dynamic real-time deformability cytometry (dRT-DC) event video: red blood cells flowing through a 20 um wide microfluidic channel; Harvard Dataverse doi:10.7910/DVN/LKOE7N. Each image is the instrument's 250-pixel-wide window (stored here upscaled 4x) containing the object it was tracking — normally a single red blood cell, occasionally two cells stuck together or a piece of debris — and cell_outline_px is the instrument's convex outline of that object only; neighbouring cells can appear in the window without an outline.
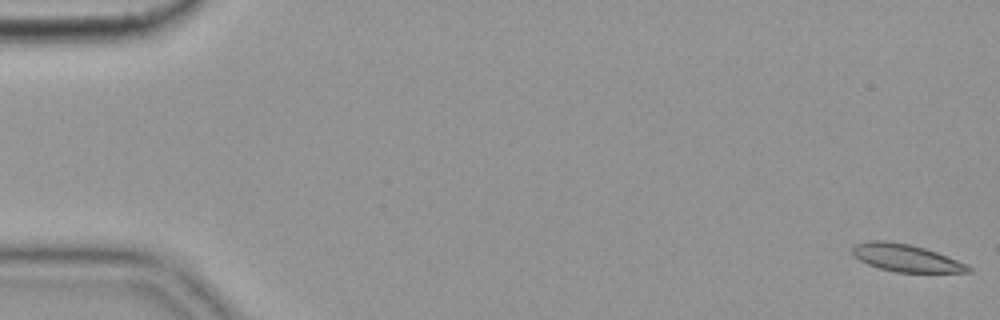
{"species": "common noctule bat (a hibernating species)", "species_latin": "Nyctalus noctula", "temperature_condition": "cold", "stored_images_in_passage": 56, "camera_frame_rate_fps": 3000, "um_per_image_px": 0.085, "animal": {"sex": "female", "body_mass_g": 19.9}, "frame": {"image": 1, "passage_image": 1, "time_ms": 0.0, "image_size_px": [1000, 320], "cell_outline_px": [[972, 272], [896, 272], [880, 268], [868, 264], [860, 260], [852, 252], [852, 248], [856, 244], [868, 240], [884, 240], [908, 244], [924, 248], [948, 256], [968, 264], [972, 268]], "centroid_in_image_um": [77.03, 21.92], "position_along_channel_um": 8.0, "area_um2": 18.38}}
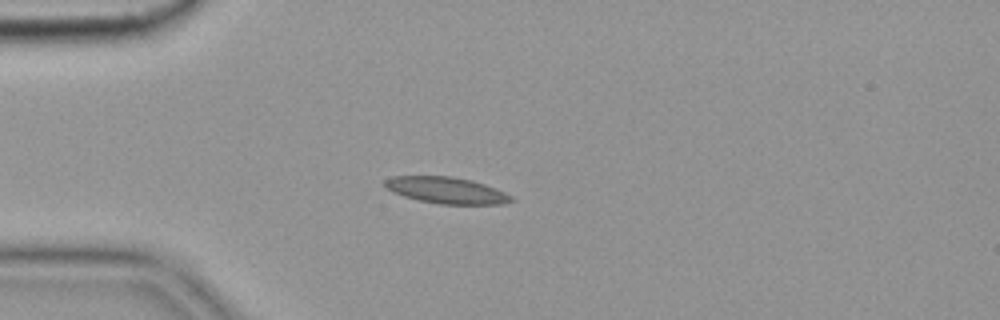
{"frame": {"image": 2, "passage_image": 15, "time_ms": 4.667, "image_size_px": [1000, 320], "cell_outline_px": [[516, 200], [504, 204], [440, 204], [420, 200], [404, 196], [392, 192], [384, 184], [384, 180], [392, 176], [452, 176], [472, 180], [496, 188], [512, 196]], "centroid_in_image_um": [37.98, 16.17], "position_along_channel_um": 47.0, "area_um2": 19.48}}
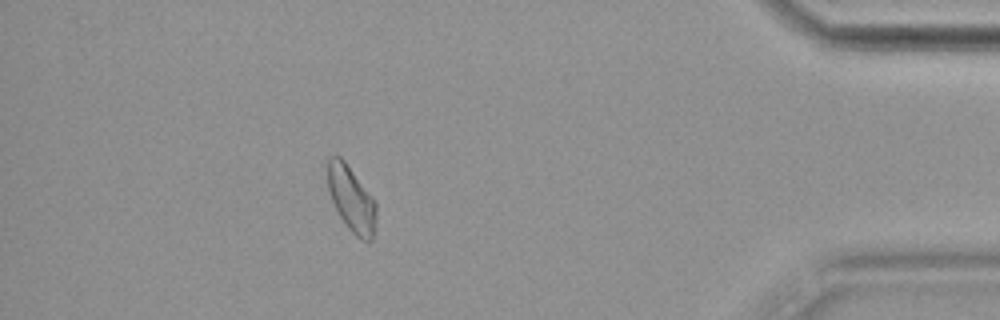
{"frame": {"image": 3, "passage_image": 50, "time_ms": 16.333, "image_size_px": [1000, 320], "cell_outline_px": [[376, 220], [372, 240], [368, 244], [360, 240], [348, 228], [340, 216], [332, 200], [328, 188], [328, 156], [340, 156], [344, 160], [376, 200]], "centroid_in_image_um": [29.9, 16.94], "position_along_channel_um": 405.3, "area_um2": 18.67}, "authors_computed_cell_mechanics": {"area_um2": 18.6694, "velocity_mm_per_s": 3.6122, "shape_relaxation_time_tau1_ms": null, "shape_relaxation_time_tau2_ms": 3.8564, "deformation_change_tau1": null, "deformation_change_tau2": 0.105}}